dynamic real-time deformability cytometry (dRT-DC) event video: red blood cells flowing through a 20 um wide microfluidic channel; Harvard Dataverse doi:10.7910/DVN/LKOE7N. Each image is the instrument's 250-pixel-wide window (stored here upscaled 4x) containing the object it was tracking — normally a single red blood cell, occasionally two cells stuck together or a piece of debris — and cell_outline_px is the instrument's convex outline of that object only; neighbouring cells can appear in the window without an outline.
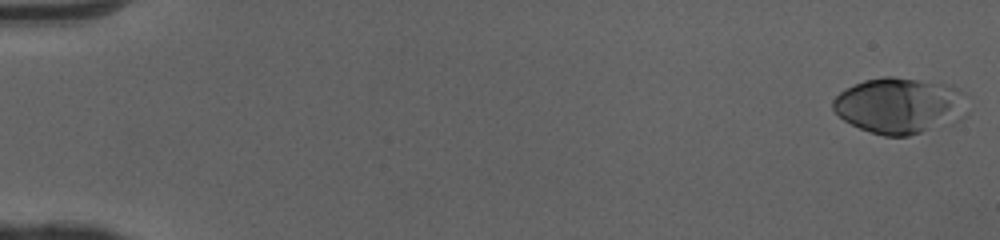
{"species": "human", "species_latin": "Homo sapiens", "temperature_condition": "cold", "stored_images_in_passage": 12, "camera_frame_rate_fps": 3000, "um_per_image_px": 0.085, "donor": {"sex": "female"}, "frame": {"image": 1, "passage_image": 1, "time_ms": 0.0, "image_size_px": [1000, 240], "cell_outline_px": [[968, 116], [952, 124], [908, 136], [884, 136], [860, 128], [844, 120], [832, 108], [832, 100], [840, 92], [864, 80], [884, 76], [892, 76], [952, 84], [964, 92], [968, 96]], "centroid_in_image_um": [76.59, 8.97], "position_along_channel_um": 8.4, "area_um2": 44.74}}